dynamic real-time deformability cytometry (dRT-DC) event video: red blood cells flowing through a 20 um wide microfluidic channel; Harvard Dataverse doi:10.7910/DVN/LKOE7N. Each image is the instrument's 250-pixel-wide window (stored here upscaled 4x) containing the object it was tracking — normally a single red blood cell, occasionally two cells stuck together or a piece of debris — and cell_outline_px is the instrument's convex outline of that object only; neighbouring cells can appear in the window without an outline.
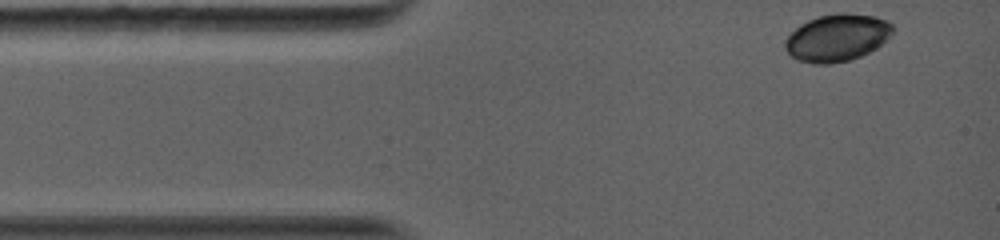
{"species": "common noctule bat (a hibernating species)", "species_latin": "Nyctalus noctula", "temperature_condition": "warm", "stored_images_in_passage": 26, "camera_frame_rate_fps": 5000, "um_per_image_px": 0.085, "animal": {"sex": "female", "body_mass_g": 19.0, "forearm_length_mm": 56.7}, "frame": {"image": 1, "passage_image": 1, "time_ms": 0.0, "image_size_px": [1000, 240], "cell_outline_px": [[892, 32], [876, 48], [852, 60], [832, 64], [812, 64], [796, 60], [788, 52], [784, 44], [784, 40], [800, 24], [808, 20], [820, 16], [840, 12], [844, 12], [876, 16], [888, 20], [892, 24]], "centroid_in_image_um": [71.13, 3.21], "position_along_channel_um": 13.9, "area_um2": 29.65}}
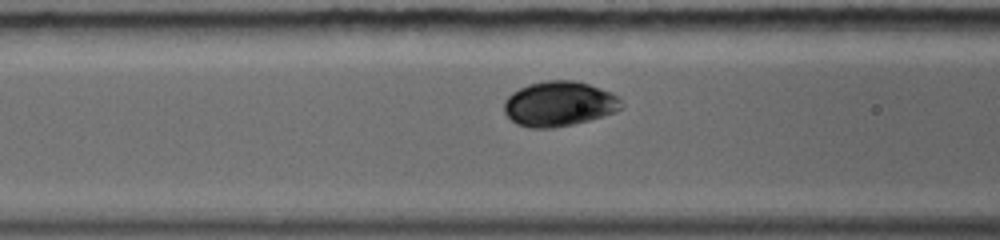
{"frame": {"image": 2, "passage_image": 12, "time_ms": 4.0, "image_size_px": [1000, 240], "cell_outline_px": [[624, 108], [588, 120], [572, 124], [552, 128], [528, 128], [516, 124], [504, 112], [504, 100], [512, 92], [528, 84], [544, 80], [576, 80], [588, 84], [608, 92], [616, 96], [624, 104]], "centroid_in_image_um": [47.48, 8.82], "position_along_channel_um": 119.1, "area_um2": 30.58}}
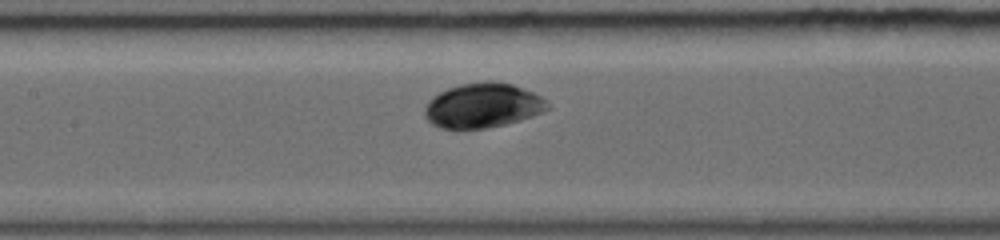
{"frame": {"image": 3, "passage_image": 15, "time_ms": 5.2, "image_size_px": [1000, 240], "cell_outline_px": [[552, 108], [544, 112], [520, 120], [504, 124], [484, 128], [440, 128], [432, 124], [424, 116], [424, 108], [428, 100], [432, 96], [448, 88], [460, 84], [492, 80], [512, 84], [532, 92], [548, 100]], "centroid_in_image_um": [41.05, 8.96], "position_along_channel_um": 166.3, "area_um2": 32.14}}